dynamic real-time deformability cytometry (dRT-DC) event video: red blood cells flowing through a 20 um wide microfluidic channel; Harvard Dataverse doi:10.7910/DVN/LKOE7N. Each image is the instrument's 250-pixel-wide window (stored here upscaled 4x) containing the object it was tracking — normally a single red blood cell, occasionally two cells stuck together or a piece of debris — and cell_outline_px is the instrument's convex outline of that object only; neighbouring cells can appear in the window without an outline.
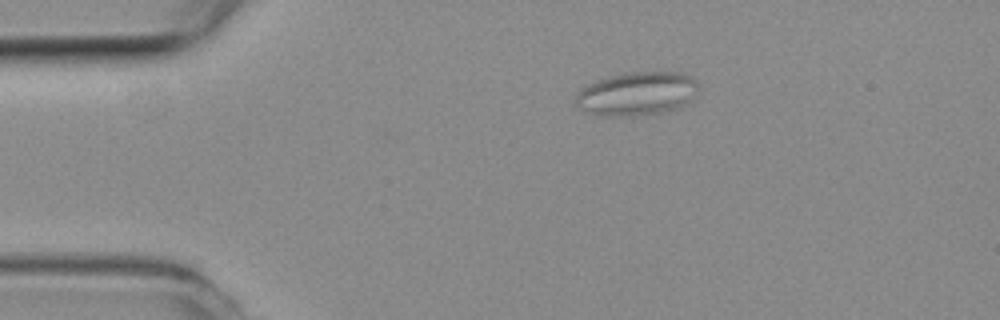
{"species": "common noctule bat (a hibernating species)", "species_latin": "Nyctalus noctula", "temperature_condition": "room temperature", "stored_images_in_passage": 53, "camera_frame_rate_fps": 3000, "um_per_image_px": 0.085, "animal": {"sex": "female", "body_mass_g": 19.3, "forearm_length_mm": 54.1}, "frame": {"image": 1, "passage_image": 7, "time_ms": 2.0, "image_size_px": [1000, 320], "cell_outline_px": [[700, 92], [696, 96], [680, 108], [664, 112], [636, 116], [604, 116], [588, 112], [580, 108], [576, 104], [576, 96], [580, 88], [596, 80], [608, 76], [624, 72], [680, 72], [696, 80], [700, 84]], "centroid_in_image_um": [54.18, 7.96], "position_along_channel_um": 30.8, "area_um2": 31.73}}
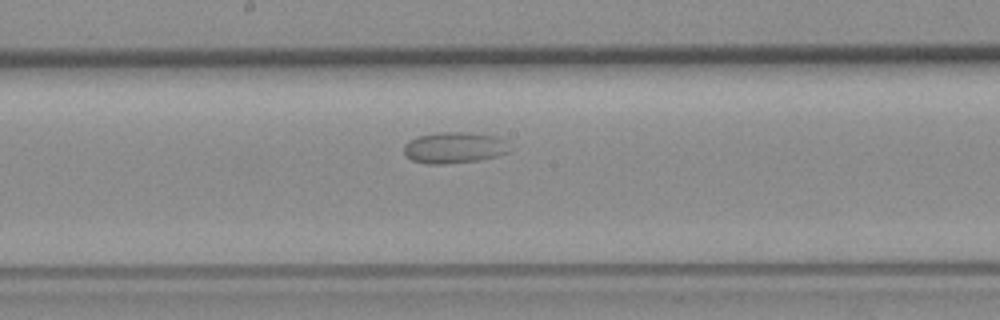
{"frame": {"image": 2, "passage_image": 26, "time_ms": 8.333, "image_size_px": [1000, 320], "cell_outline_px": [[508, 152], [496, 156], [480, 160], [444, 164], [424, 164], [412, 160], [404, 152], [404, 144], [408, 140], [416, 136], [436, 132], [464, 132], [496, 136], [504, 140]], "centroid_in_image_um": [38.54, 12.55], "position_along_channel_um": 209.7, "area_um2": 19.19}}
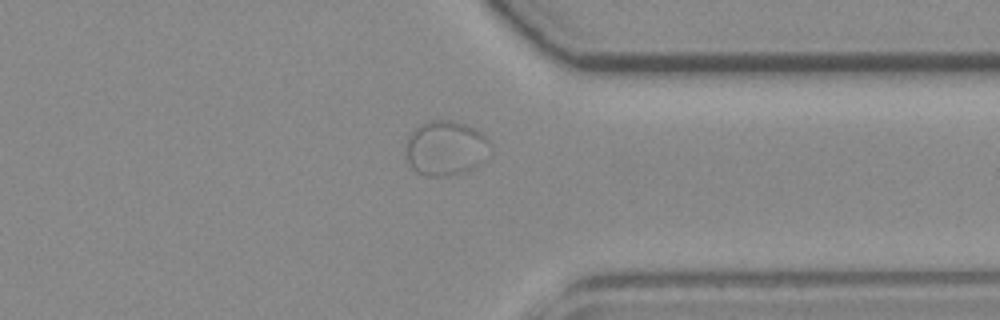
{"frame": {"image": 3, "passage_image": 40, "time_ms": 13.0, "image_size_px": [1000, 320], "cell_outline_px": [[492, 152], [476, 164], [468, 168], [444, 176], [424, 176], [416, 172], [408, 164], [408, 136], [420, 124], [428, 120], [452, 120], [476, 128], [492, 144]], "centroid_in_image_um": [37.89, 12.55], "position_along_channel_um": 373.5, "area_um2": 26.53}}